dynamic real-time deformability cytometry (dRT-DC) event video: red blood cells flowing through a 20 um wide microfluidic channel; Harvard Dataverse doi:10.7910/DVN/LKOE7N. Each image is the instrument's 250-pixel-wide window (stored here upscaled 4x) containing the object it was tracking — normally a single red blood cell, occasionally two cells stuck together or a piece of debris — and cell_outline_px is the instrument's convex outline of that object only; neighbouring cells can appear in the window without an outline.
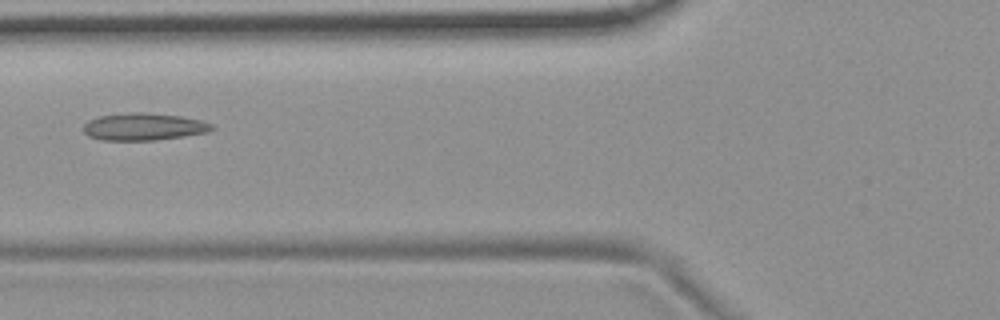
{"species": "common noctule bat (a hibernating species)", "species_latin": "Nyctalus noctula", "temperature_condition": "room temperature", "stored_images_in_passage": 4, "camera_frame_rate_fps": 3000, "um_per_image_px": 0.085, "animal": {"sex": "female", "body_mass_g": 19.9}, "frame": {"image": 1, "passage_image": 4, "time_ms": 1.0, "image_size_px": [1000, 320], "cell_outline_px": [[216, 128], [208, 132], [152, 140], [100, 140], [88, 136], [84, 132], [84, 124], [88, 120], [100, 116], [132, 112], [144, 112], [180, 116], [200, 120], [212, 124]], "centroid_in_image_um": [12.19, 10.77], "position_along_channel_um": 113.6, "area_um2": 20.23}}